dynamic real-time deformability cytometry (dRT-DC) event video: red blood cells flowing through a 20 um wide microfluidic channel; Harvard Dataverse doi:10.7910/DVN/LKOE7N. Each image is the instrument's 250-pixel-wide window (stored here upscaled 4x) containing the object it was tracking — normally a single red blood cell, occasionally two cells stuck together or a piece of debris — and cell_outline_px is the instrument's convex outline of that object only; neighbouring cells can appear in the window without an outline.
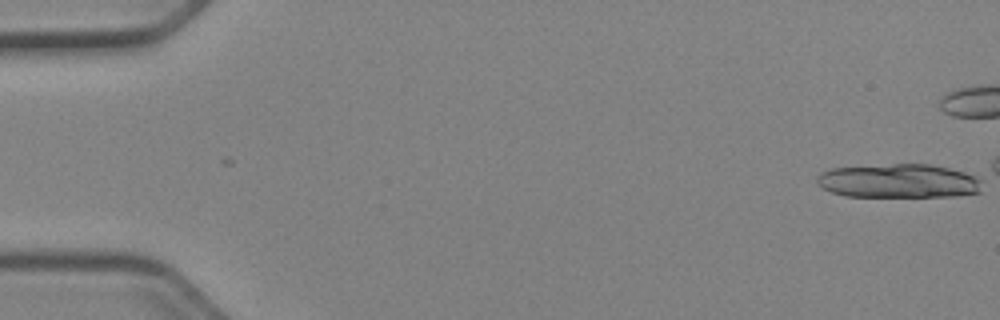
{"species": "Egyptian fruit bat (a non-hibernating species)", "species_latin": "Rousettus aegyptiacus", "temperature_condition": "cold", "stored_images_in_passage": 3, "camera_frame_rate_fps": 3000, "um_per_image_px": 0.085, "animal": {"sex": "female"}, "frame": {"image": 1, "passage_image": 3, "time_ms": 0.667, "image_size_px": [1000, 320], "cell_outline_px": [[980, 192], [956, 196], [844, 196], [832, 192], [816, 184], [816, 176], [820, 172], [832, 168], [892, 164], [932, 164], [964, 172], [976, 176], [980, 180]], "centroid_in_image_um": [76.35, 15.38], "position_along_channel_um": 8.6, "area_um2": 32.6}}